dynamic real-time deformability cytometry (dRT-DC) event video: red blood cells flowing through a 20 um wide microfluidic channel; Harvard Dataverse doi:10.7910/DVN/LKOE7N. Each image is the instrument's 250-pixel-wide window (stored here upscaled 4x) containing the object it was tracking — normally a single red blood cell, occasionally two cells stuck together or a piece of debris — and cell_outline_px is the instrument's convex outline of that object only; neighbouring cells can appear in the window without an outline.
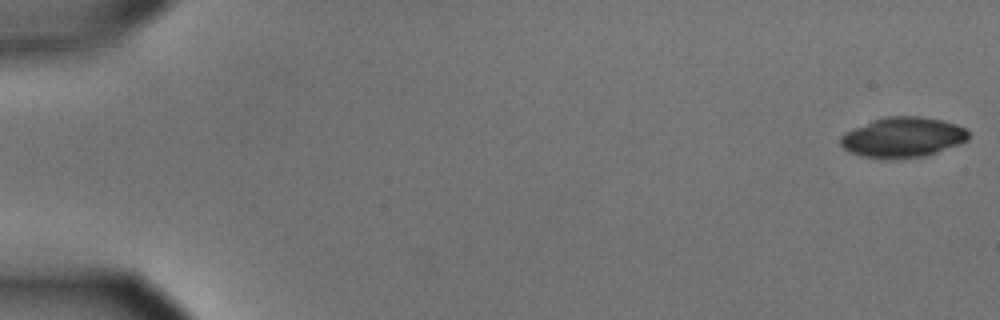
{"species": "common noctule bat (a hibernating species)", "species_latin": "Nyctalus noctula", "temperature_condition": "cold", "stored_images_in_passage": 56, "camera_frame_rate_fps": 3000, "um_per_image_px": 0.085, "animal": {"sex": "male", "body_mass_g": 15.6}, "frame": {"image": 1, "passage_image": 1, "time_ms": 0.0, "image_size_px": [1000, 320], "cell_outline_px": [[968, 140], [936, 152], [924, 156], [888, 160], [860, 156], [848, 152], [840, 144], [840, 136], [844, 132], [872, 120], [888, 116], [920, 116], [940, 120], [956, 124], [968, 128]], "centroid_in_image_um": [76.69, 11.68], "position_along_channel_um": 8.3, "area_um2": 30.17}}
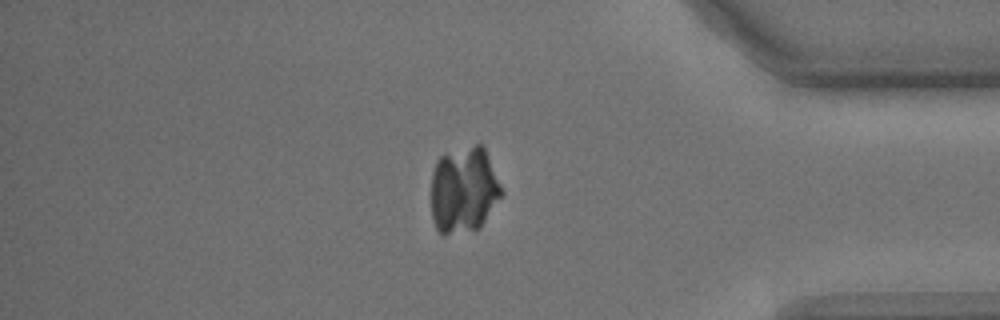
{"frame": {"image": 2, "passage_image": 48, "time_ms": 15.667, "image_size_px": [1000, 320], "cell_outline_px": [[504, 192], [480, 228], [444, 236], [436, 228], [432, 216], [432, 172], [436, 160], [440, 156], [476, 144], [480, 144], [484, 148]], "centroid_in_image_um": [39.42, 16.17], "position_along_channel_um": 395.8, "area_um2": 35.26}}
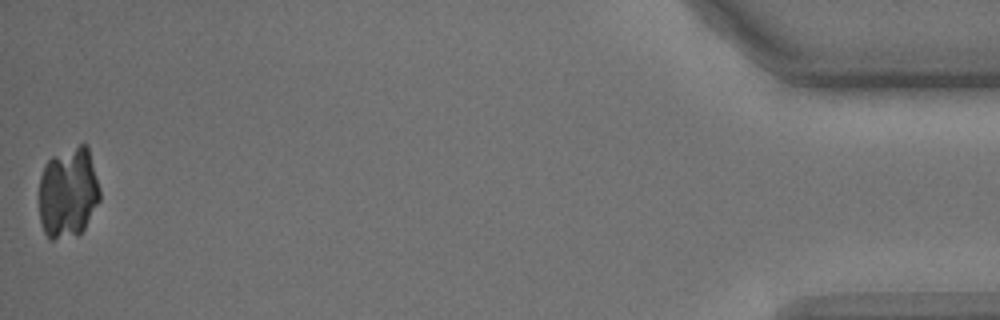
{"frame": {"image": 3, "passage_image": 56, "time_ms": 18.333, "image_size_px": [1000, 320], "cell_outline_px": [[100, 200], [84, 228], [76, 236], [52, 240], [44, 232], [40, 224], [40, 176], [44, 164], [52, 156], [80, 144], [88, 144], [100, 188]], "centroid_in_image_um": [5.8, 16.37], "position_along_channel_um": 429.4, "area_um2": 32.43}}